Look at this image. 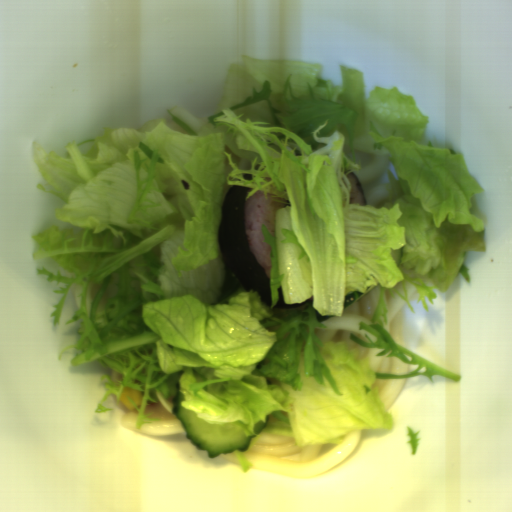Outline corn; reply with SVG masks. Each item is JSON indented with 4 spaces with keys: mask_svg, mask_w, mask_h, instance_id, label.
<instances>
[{
    "mask_svg": "<svg viewBox=\"0 0 512 512\" xmlns=\"http://www.w3.org/2000/svg\"><path fill=\"white\" fill-rule=\"evenodd\" d=\"M128 398H130L136 404L137 407L142 405V402H143L142 392L138 391L137 389H135L133 387L124 386L121 391L119 400L130 411V410L134 409V406L131 404V402L128 400Z\"/></svg>",
    "mask_w": 512,
    "mask_h": 512,
    "instance_id": "corn-1",
    "label": "corn"
}]
</instances>
